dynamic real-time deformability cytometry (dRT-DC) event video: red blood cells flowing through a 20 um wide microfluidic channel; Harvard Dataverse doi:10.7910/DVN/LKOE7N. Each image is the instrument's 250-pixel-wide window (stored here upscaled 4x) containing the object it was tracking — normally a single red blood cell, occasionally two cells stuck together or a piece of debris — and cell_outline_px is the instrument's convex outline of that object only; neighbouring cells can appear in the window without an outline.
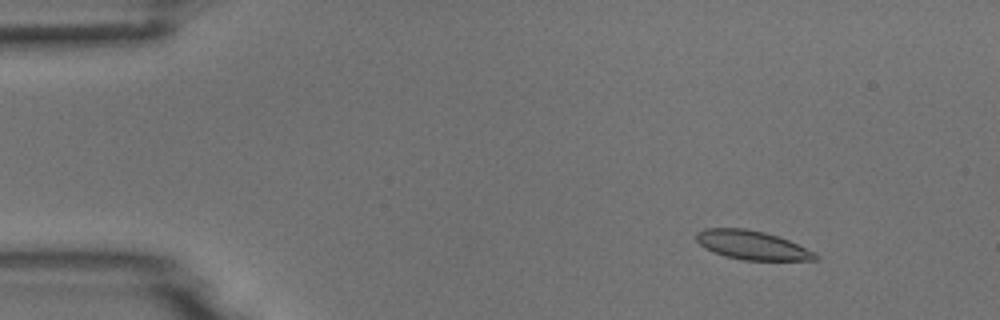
{"species": "common noctule bat (a hibernating species)", "species_latin": "Nyctalus noctula", "temperature_condition": "room temperature", "stored_images_in_passage": 7, "camera_frame_rate_fps": 3000, "um_per_image_px": 0.085, "animal": {"sex": "male", "body_mass_g": 18.8}, "frame": {"image": 1, "passage_image": 2, "time_ms": 0.333, "image_size_px": [1000, 320], "cell_outline_px": [[820, 256], [816, 260], [744, 260], [724, 256], [712, 252], [704, 248], [696, 240], [696, 232], [704, 228], [744, 228], [764, 232], [788, 240], [816, 252]], "centroid_in_image_um": [63.91, 20.84], "position_along_channel_um": 21.1, "area_um2": 20.11}}
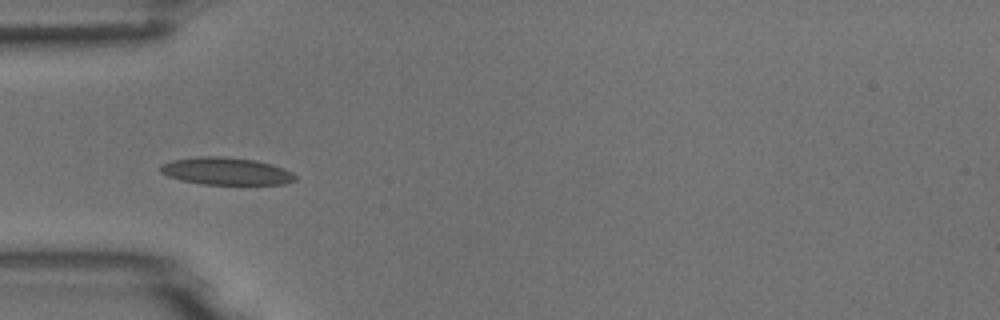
{"frame": {"image": 2, "passage_image": 5, "time_ms": 1.333, "image_size_px": [1000, 320], "cell_outline_px": [[296, 180], [284, 184], [204, 184], [180, 180], [168, 176], [160, 172], [160, 164], [172, 160], [196, 156], [228, 156], [256, 160], [272, 164], [284, 168], [292, 172], [296, 176]], "centroid_in_image_um": [19.21, 14.53], "position_along_channel_um": 65.8, "area_um2": 21.73}}